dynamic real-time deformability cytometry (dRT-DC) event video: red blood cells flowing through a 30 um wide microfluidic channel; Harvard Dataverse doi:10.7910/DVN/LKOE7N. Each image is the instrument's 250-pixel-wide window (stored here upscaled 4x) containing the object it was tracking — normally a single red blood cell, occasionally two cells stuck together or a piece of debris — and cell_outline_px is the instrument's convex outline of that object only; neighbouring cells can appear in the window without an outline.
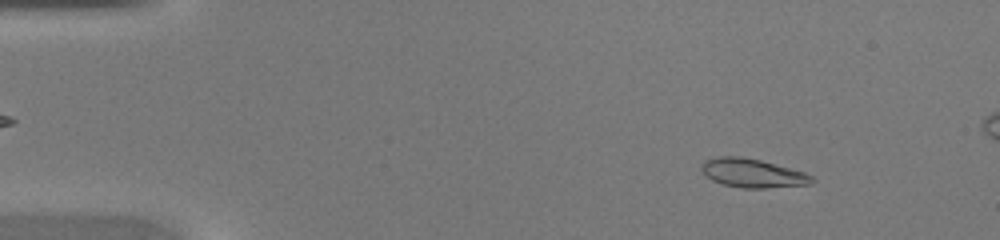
{"species": "common noctule bat (a hibernating species)", "species_latin": "Nyctalus noctula", "temperature_condition": "warm", "stored_images_in_passage": 45, "camera_frame_rate_fps": 3000, "um_per_image_px": 0.085, "animal": {"sex": "female", "body_mass_g": 20.0, "forearm_length_mm": 54.0}, "frame": {"image": 1, "passage_image": 5, "time_ms": 1.333, "image_size_px": [1000, 240], "cell_outline_px": [[816, 180], [812, 184], [764, 188], [744, 188], [724, 184], [712, 180], [700, 168], [704, 160], [720, 156], [740, 156], [760, 160], [804, 172], [812, 176]], "centroid_in_image_um": [63.99, 14.71], "position_along_channel_um": 21.0, "area_um2": 18.32}}
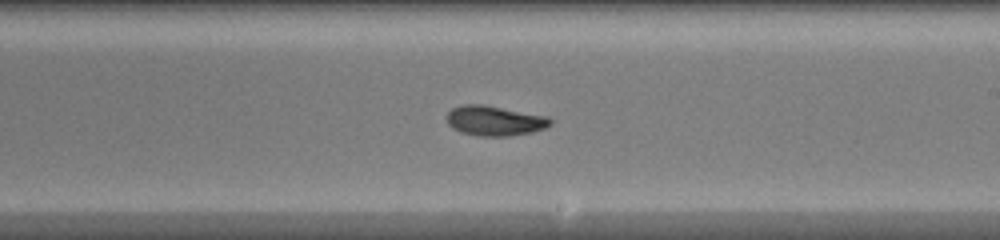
{"frame": {"image": 2, "passage_image": 26, "time_ms": 8.333, "image_size_px": [1000, 240], "cell_outline_px": [[552, 124], [544, 128], [532, 132], [508, 136], [480, 136], [460, 132], [452, 128], [448, 124], [448, 112], [452, 108], [464, 104], [484, 104], [544, 116], [552, 120]], "centroid_in_image_um": [42.02, 10.26], "position_along_channel_um": 247.0, "area_um2": 17.92}}
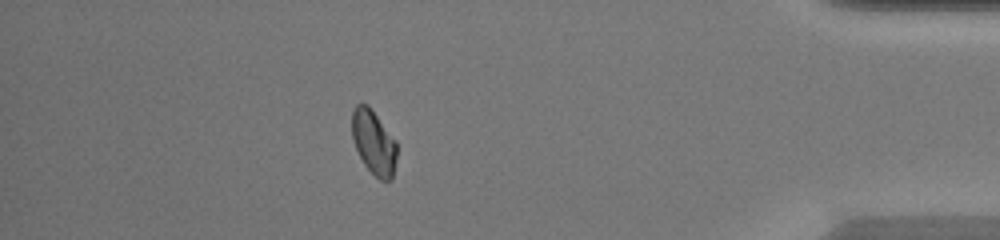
{"frame": {"image": 3, "passage_image": 39, "time_ms": 12.667, "image_size_px": [1000, 240], "cell_outline_px": [[396, 160], [392, 180], [380, 180], [364, 164], [352, 140], [352, 112], [356, 104], [368, 104], [396, 140]], "centroid_in_image_um": [31.77, 12.09], "position_along_channel_um": 403.4, "area_um2": 16.76}}